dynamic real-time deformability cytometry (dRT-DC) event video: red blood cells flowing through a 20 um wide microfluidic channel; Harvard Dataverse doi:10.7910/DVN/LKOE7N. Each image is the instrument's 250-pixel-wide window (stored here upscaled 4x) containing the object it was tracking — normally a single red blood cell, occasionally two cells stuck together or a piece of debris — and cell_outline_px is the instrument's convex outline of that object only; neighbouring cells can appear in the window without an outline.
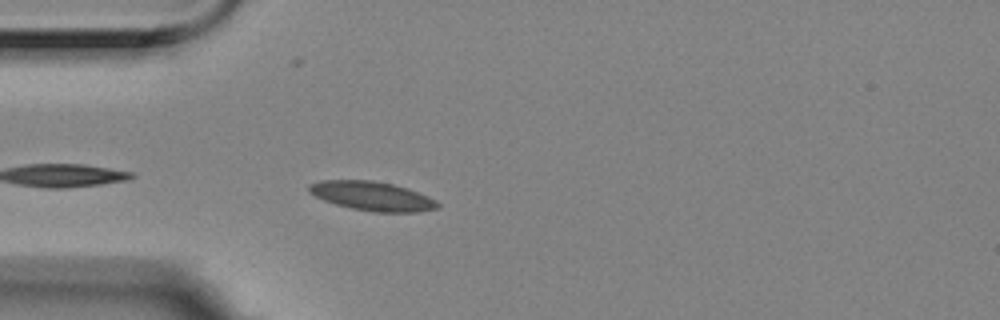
{"species": "Egyptian fruit bat (a non-hibernating species)", "species_latin": "Rousettus aegyptiacus", "temperature_condition": "room temperature", "stored_images_in_passage": 7, "camera_frame_rate_fps": 3000, "um_per_image_px": 0.085, "animal": {"sex": "female"}, "frame": {"image": 1, "passage_image": 3, "time_ms": 0.667, "image_size_px": [1000, 320], "cell_outline_px": [[440, 204], [436, 208], [420, 212], [372, 212], [352, 208], [336, 204], [324, 200], [308, 192], [308, 184], [320, 180], [372, 180], [392, 184], [408, 188], [428, 196], [436, 200]], "centroid_in_image_um": [31.63, 16.66], "position_along_channel_um": 53.4, "area_um2": 21.85}}